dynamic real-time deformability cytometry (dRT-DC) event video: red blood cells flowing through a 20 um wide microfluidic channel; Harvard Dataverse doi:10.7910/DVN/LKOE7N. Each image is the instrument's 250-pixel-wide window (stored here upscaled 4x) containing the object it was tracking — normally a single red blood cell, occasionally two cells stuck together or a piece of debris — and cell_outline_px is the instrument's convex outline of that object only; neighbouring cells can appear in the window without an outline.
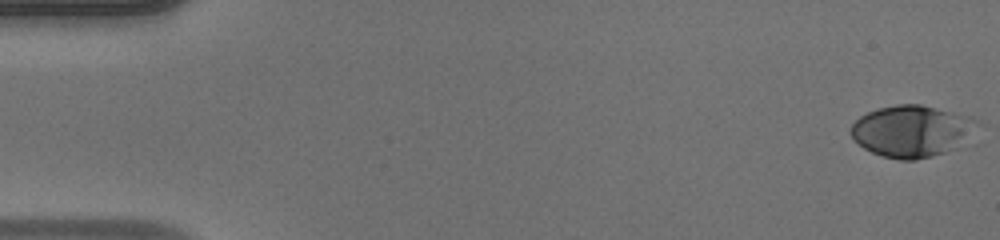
{"species": "human", "species_latin": "Homo sapiens", "temperature_condition": "warm", "stored_images_in_passage": 49, "camera_frame_rate_fps": 3000, "um_per_image_px": 0.085, "donor": {"sex": "male"}, "frame": {"image": 1, "passage_image": 1, "time_ms": 0.0, "image_size_px": [1000, 240], "cell_outline_px": [[984, 124], [980, 144], [916, 160], [900, 160], [884, 156], [872, 152], [864, 148], [852, 140], [848, 132], [852, 124], [860, 116], [876, 108], [896, 104], [920, 104], [972, 116], [980, 120]], "centroid_in_image_um": [77.78, 11.17], "position_along_channel_um": 7.2, "area_um2": 40.75}}
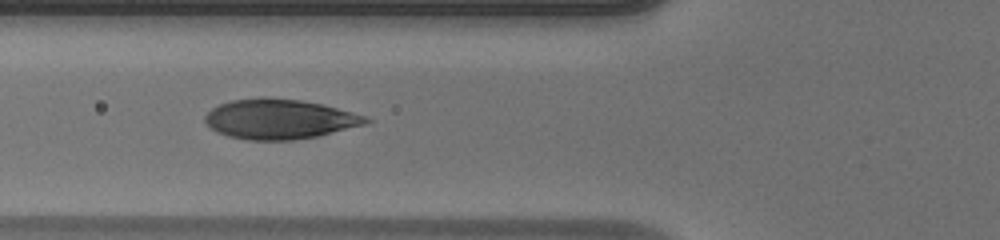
{"frame": {"image": 2, "passage_image": 19, "time_ms": 6.0, "image_size_px": [1000, 240], "cell_outline_px": [[372, 120], [364, 124], [316, 136], [292, 140], [248, 140], [228, 136], [216, 132], [204, 120], [204, 116], [212, 108], [220, 104], [232, 100], [264, 96], [300, 100], [324, 104], [368, 116]], "centroid_in_image_um": [23.75, 10.11], "position_along_channel_um": 102.1, "area_um2": 37.4}}
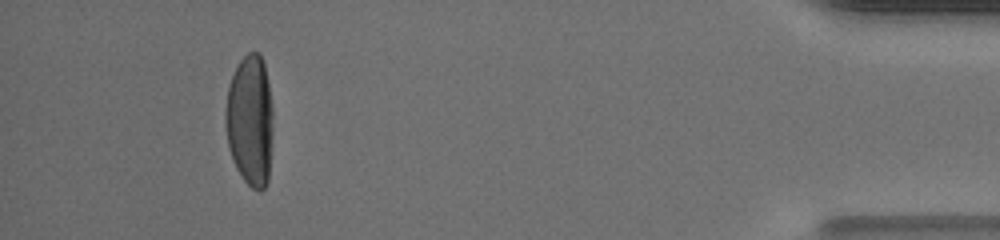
{"frame": {"image": 3, "passage_image": 46, "time_ms": 15.0, "image_size_px": [1000, 240], "cell_outline_px": [[272, 132], [268, 180], [264, 188], [260, 192], [252, 188], [244, 180], [236, 168], [228, 144], [224, 120], [224, 112], [228, 88], [232, 76], [240, 60], [248, 52], [260, 52], [264, 64], [268, 84], [272, 108]], "centroid_in_image_um": [21.24, 10.24], "position_along_channel_um": 414.0, "area_um2": 36.3}, "authors_computed_cell_mechanics": {"area_um2": 37.2232, "velocity_mm_per_s": 4.1718, "shape_relaxation_time_tau1_ms": 4.269, "shape_relaxation_time_tau2_ms": null, "deformation_change_tau1": 0.25, "deformation_change_tau2": null}}